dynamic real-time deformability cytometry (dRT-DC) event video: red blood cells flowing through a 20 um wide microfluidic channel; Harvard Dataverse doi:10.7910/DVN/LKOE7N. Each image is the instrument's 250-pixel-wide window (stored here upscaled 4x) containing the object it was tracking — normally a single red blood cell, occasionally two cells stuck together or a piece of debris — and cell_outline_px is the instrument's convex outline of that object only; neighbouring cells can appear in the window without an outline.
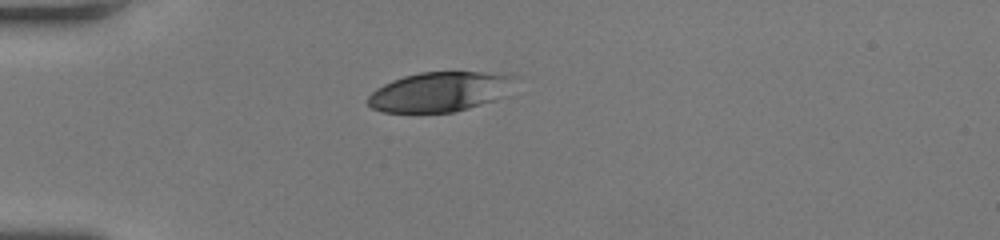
{"species": "human", "species_latin": "Homo sapiens", "temperature_condition": "room temperature", "stored_images_in_passage": 36, "camera_frame_rate_fps": 3000, "um_per_image_px": 0.085, "donor": {"sex": "female"}, "frame": {"image": 1, "passage_image": 1, "time_ms": 0.0, "image_size_px": [1000, 240], "cell_outline_px": [[512, 76], [496, 100], [468, 108], [452, 112], [384, 112], [372, 108], [368, 104], [368, 96], [376, 88], [392, 80], [404, 76], [420, 72], [484, 72]], "centroid_in_image_um": [37.21, 7.81], "position_along_channel_um": 47.8, "area_um2": 32.95}}
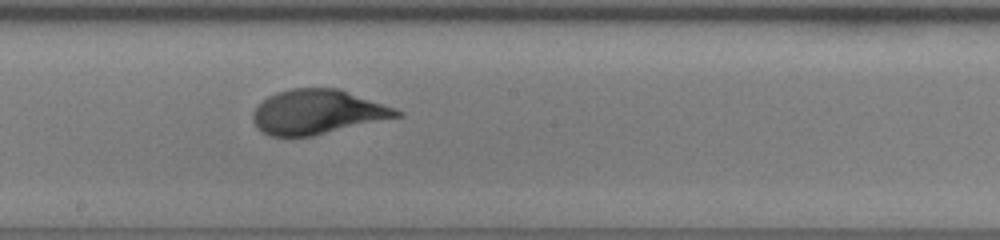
{"frame": {"image": 2, "passage_image": 15, "time_ms": 4.667, "image_size_px": [1000, 240], "cell_outline_px": [[404, 116], [312, 136], [272, 136], [256, 128], [252, 120], [252, 112], [268, 96], [276, 92], [292, 88], [340, 88], [396, 108], [404, 112]], "centroid_in_image_um": [27.02, 9.51], "position_along_channel_um": 221.2, "area_um2": 37.51}}
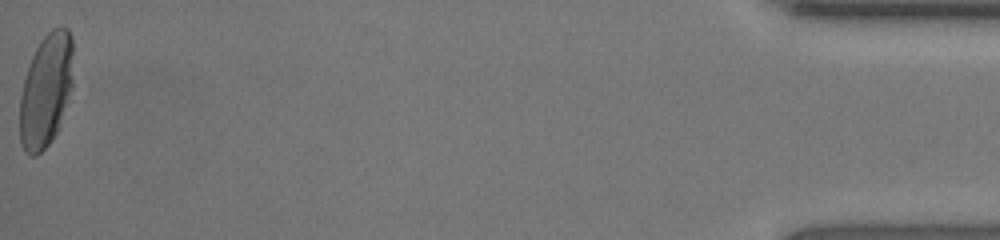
{"frame": {"image": 3, "passage_image": 36, "time_ms": 11.667, "image_size_px": [1000, 240], "cell_outline_px": [[72, 88], [56, 132], [48, 144], [36, 156], [28, 156], [24, 152], [20, 144], [20, 96], [24, 80], [32, 56], [40, 40], [52, 28], [60, 24], [68, 28], [72, 36]], "centroid_in_image_um": [3.9, 7.65], "position_along_channel_um": 431.3, "area_um2": 35.32}, "authors_computed_cell_mechanics": {"area_um2": 36.5296, "velocity_mm_per_s": 4.3031, "shape_relaxation_time_tau1_ms": 4.3488, "shape_relaxation_time_tau2_ms": null, "deformation_change_tau1": 0.2151, "deformation_change_tau2": null}}